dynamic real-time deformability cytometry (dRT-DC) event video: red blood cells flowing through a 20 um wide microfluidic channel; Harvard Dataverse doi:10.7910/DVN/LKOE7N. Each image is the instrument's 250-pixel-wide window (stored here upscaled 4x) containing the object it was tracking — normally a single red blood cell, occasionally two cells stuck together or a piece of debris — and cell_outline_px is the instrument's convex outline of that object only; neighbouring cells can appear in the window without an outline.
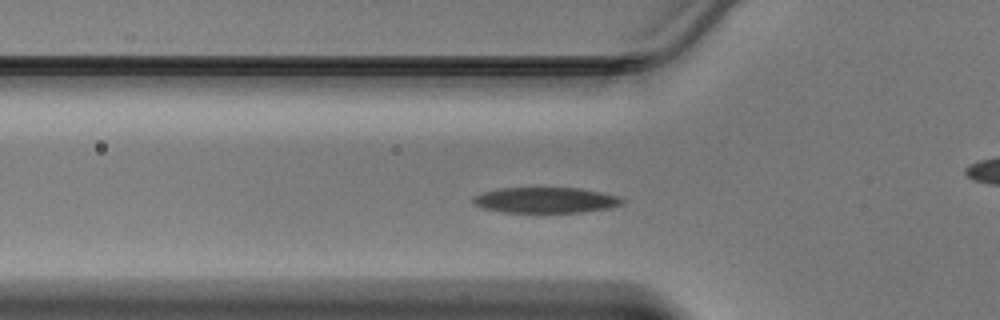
{"species": "Egyptian fruit bat (a non-hibernating species)", "species_latin": "Rousettus aegyptiacus", "temperature_condition": "warm", "stored_images_in_passage": 34, "camera_frame_rate_fps": 3000, "um_per_image_px": 0.085, "animal": {"sex": "male"}, "frame": {"image": 1, "passage_image": 2, "time_ms": 0.333, "image_size_px": [1000, 320], "cell_outline_px": [[624, 204], [612, 208], [584, 212], [500, 212], [484, 208], [476, 204], [472, 200], [472, 196], [480, 192], [496, 188], [580, 188], [620, 196], [624, 200]], "centroid_in_image_um": [46.39, 17.01], "position_along_channel_um": 79.4, "area_um2": 22.54}}
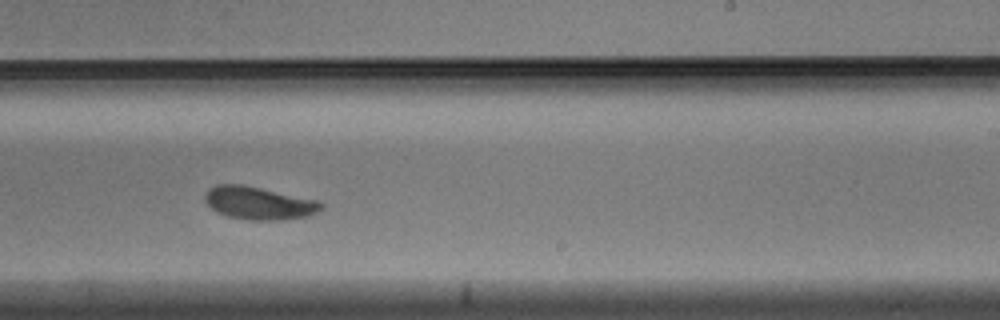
{"frame": {"image": 2, "passage_image": 15, "time_ms": 4.667, "image_size_px": [1000, 320], "cell_outline_px": [[324, 208], [308, 216], [280, 220], [252, 220], [228, 216], [212, 208], [204, 200], [204, 196], [208, 188], [216, 184], [244, 184], [316, 200], [324, 204]], "centroid_in_image_um": [22.0, 17.25], "position_along_channel_um": 267.0, "area_um2": 22.14}}
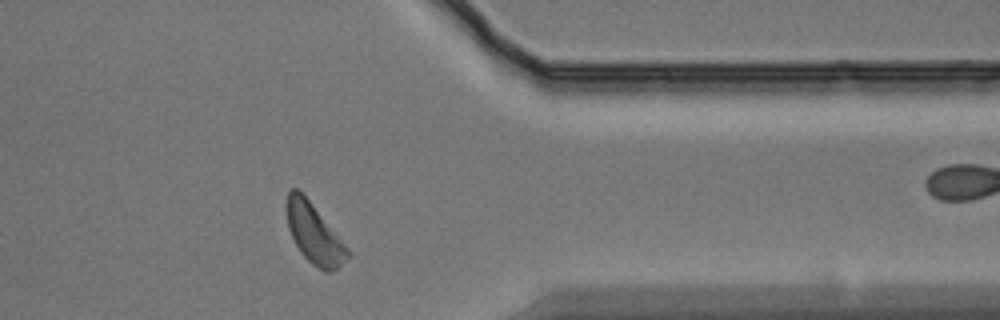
{"frame": {"image": 3, "passage_image": 24, "time_ms": 7.667, "image_size_px": [1000, 320], "cell_outline_px": [[352, 252], [332, 272], [324, 272], [312, 264], [300, 252], [288, 228], [284, 208], [284, 204], [288, 192], [292, 188], [296, 188], [308, 200]], "centroid_in_image_um": [26.66, 19.85], "position_along_channel_um": 384.7, "area_um2": 20.98}}